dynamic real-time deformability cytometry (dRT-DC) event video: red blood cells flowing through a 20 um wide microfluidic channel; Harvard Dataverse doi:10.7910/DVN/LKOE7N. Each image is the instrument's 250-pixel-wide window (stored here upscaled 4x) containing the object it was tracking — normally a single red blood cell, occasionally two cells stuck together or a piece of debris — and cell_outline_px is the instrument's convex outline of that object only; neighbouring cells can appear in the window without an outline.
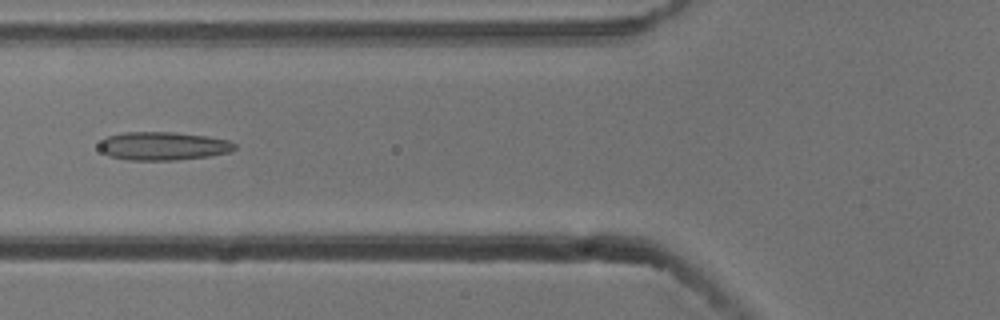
{"species": "common noctule bat (a hibernating species)", "species_latin": "Nyctalus noctula", "temperature_condition": "cold", "stored_images_in_passage": 15, "camera_frame_rate_fps": 3000, "um_per_image_px": 0.085, "animal": {"sex": "male", "body_mass_g": 13.3}, "frame": {"image": 1, "passage_image": 5, "time_ms": 1.333, "image_size_px": [1000, 320], "cell_outline_px": [[236, 148], [232, 152], [208, 156], [176, 160], [128, 160], [108, 156], [100, 148], [100, 144], [108, 136], [124, 132], [176, 132], [208, 136], [228, 140], [236, 144]], "centroid_in_image_um": [13.92, 12.41], "position_along_channel_um": 111.9, "area_um2": 22.37}}
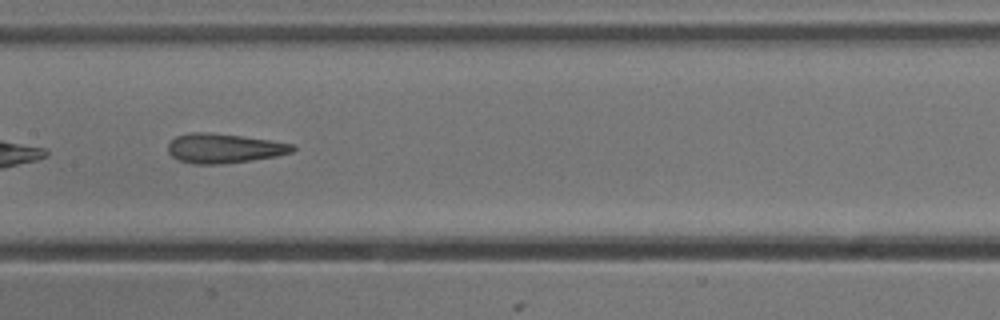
{"frame": {"image": 2, "passage_image": 11, "time_ms": 3.333, "image_size_px": [1000, 320], "cell_outline_px": [[296, 148], [292, 152], [276, 156], [220, 164], [192, 164], [180, 160], [172, 156], [168, 152], [168, 144], [176, 136], [188, 132], [204, 132], [240, 136], [272, 140], [296, 144]], "centroid_in_image_um": [19.05, 12.6], "position_along_channel_um": 188.4, "area_um2": 21.33}}